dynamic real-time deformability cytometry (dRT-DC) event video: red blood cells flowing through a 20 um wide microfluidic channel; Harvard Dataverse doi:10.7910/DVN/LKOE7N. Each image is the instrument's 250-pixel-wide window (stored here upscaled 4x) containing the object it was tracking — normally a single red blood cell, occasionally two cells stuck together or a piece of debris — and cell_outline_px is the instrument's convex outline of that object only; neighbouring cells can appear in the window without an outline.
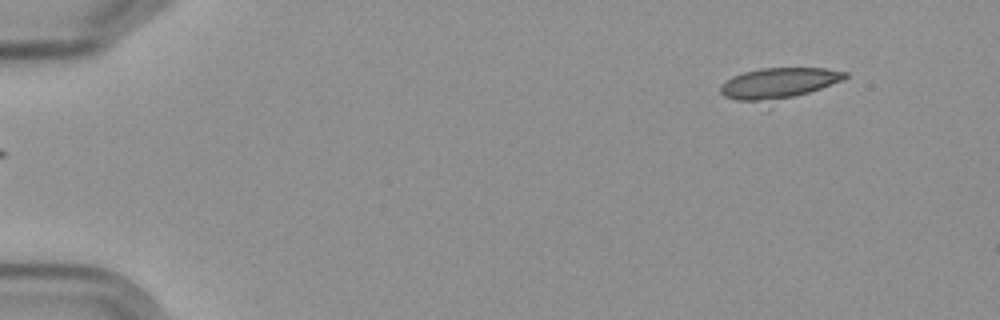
{"species": "Egyptian fruit bat (a non-hibernating species)", "species_latin": "Rousettus aegyptiacus", "temperature_condition": "cold", "stored_images_in_passage": 5, "segment_of_instrument_passage": [2, 2], "camera_frame_rate_fps": 3000, "um_per_image_px": 0.085, "frame": {"image": 1, "passage_image": 5, "time_ms": 4.667, "image_size_px": [1000, 320], "cell_outline_px": [[848, 76], [844, 80], [768, 112], [724, 96], [720, 92], [720, 84], [732, 76], [744, 72], [760, 68], [828, 68], [848, 72]], "centroid_in_image_um": [66.17, 7.27], "position_along_channel_um": 18.8, "area_um2": 25.78}}